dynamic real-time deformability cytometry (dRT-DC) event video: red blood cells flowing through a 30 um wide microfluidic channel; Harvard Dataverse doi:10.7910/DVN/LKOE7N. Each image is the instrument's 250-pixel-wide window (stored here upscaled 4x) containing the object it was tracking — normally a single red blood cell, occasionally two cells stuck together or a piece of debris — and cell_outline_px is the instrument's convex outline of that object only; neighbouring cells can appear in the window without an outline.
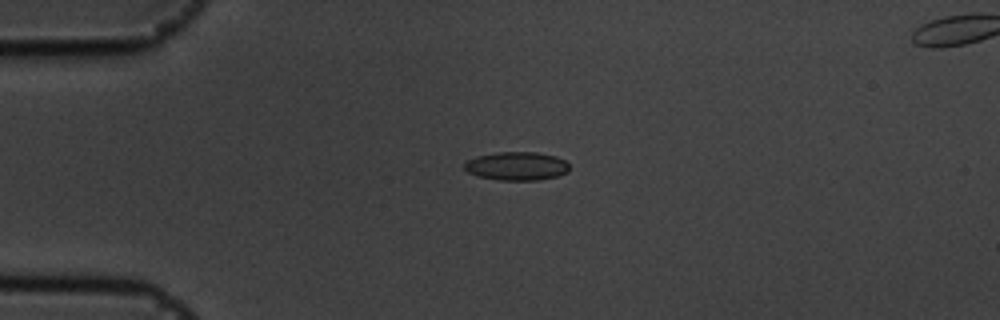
{"species": "common noctule bat (a hibernating species)", "species_latin": "Nyctalus noctula", "temperature_condition": "cold", "stored_images_in_passage": 44, "camera_frame_rate_fps": 3000, "um_per_image_px": 0.085, "animal": {"sex": "male", "body_mass_g": 19.5, "forearm_length_mm": 54.6}, "frame": {"image": 1, "passage_image": 1, "time_ms": 0.0, "image_size_px": [1000, 320], "cell_outline_px": [[568, 172], [556, 176], [540, 180], [500, 180], [476, 176], [468, 172], [464, 168], [464, 164], [468, 160], [476, 156], [496, 152], [536, 152], [556, 156], [564, 160], [568, 164]], "centroid_in_image_um": [43.9, 14.11], "position_along_channel_um": 41.1, "area_um2": 17.46}}
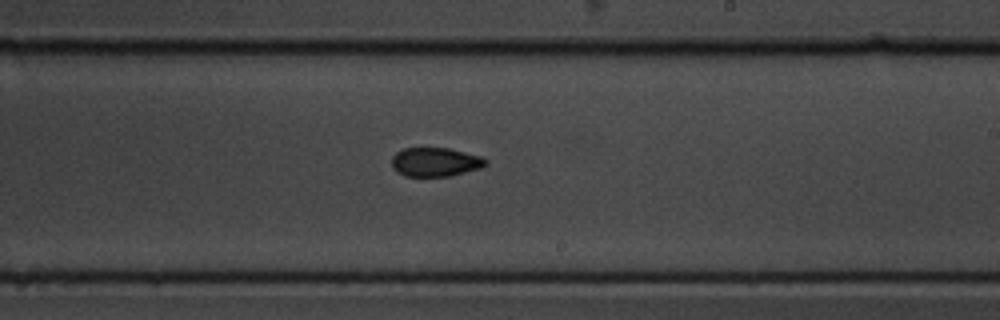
{"frame": {"image": 2, "passage_image": 21, "time_ms": 6.667, "image_size_px": [1000, 320], "cell_outline_px": [[484, 164], [480, 168], [448, 176], [404, 176], [396, 172], [392, 168], [392, 156], [396, 152], [404, 148], [448, 148], [480, 156], [484, 160]], "centroid_in_image_um": [36.91, 13.77], "position_along_channel_um": 252.1, "area_um2": 15.61}}
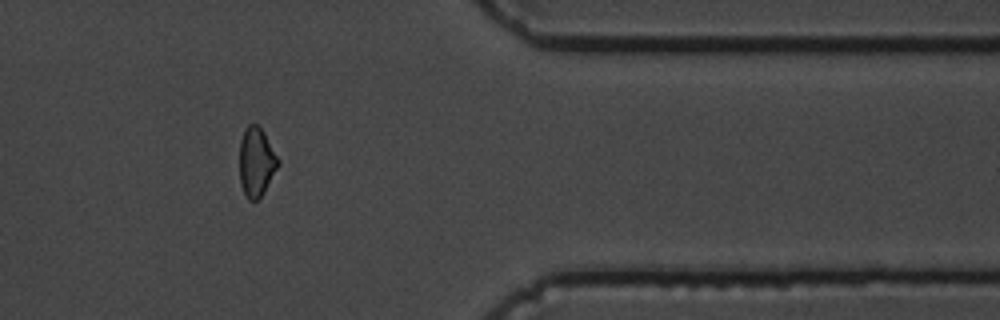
{"frame": {"image": 3, "passage_image": 34, "time_ms": 11.0, "image_size_px": [1000, 320], "cell_outline_px": [[280, 164], [264, 192], [256, 200], [248, 200], [240, 184], [240, 140], [244, 128], [248, 124], [256, 124], [264, 132], [280, 160]], "centroid_in_image_um": [21.79, 13.75], "position_along_channel_um": 389.6, "area_um2": 15.61}, "authors_computed_cell_mechanics": {"area_um2": 16.2707, "velocity_mm_per_s": 3.5794, "shape_relaxation_time_tau1_ms": 5.46, "shape_relaxation_time_tau2_ms": 3.7282, "deformation_change_tau1": 0.1332, "deformation_change_tau2": 0.0877}}